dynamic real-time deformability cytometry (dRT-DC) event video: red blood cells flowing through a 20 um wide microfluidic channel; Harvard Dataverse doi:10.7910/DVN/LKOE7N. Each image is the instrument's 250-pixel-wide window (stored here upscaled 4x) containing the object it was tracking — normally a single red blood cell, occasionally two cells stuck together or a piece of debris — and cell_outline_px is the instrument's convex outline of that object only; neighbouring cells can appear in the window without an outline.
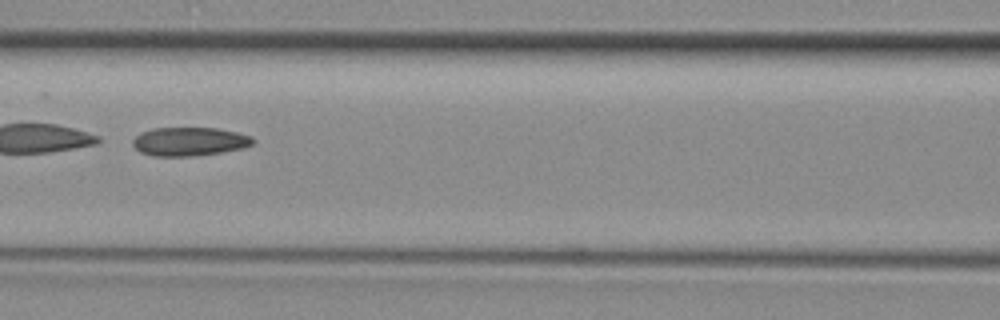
{"species": "common noctule bat (a hibernating species)", "species_latin": "Nyctalus noctula", "temperature_condition": "room temperature", "stored_images_in_passage": 23, "camera_frame_rate_fps": 3000, "um_per_image_px": 0.085, "animal": {"sex": "female", "body_mass_g": 29.2, "forearm_length_mm": 56.3}, "frame": {"image": 1, "passage_image": 7, "time_ms": 2.0, "image_size_px": [1000, 320], "cell_outline_px": [[256, 140], [252, 144], [244, 148], [220, 152], [192, 156], [152, 156], [140, 152], [132, 144], [132, 140], [140, 132], [152, 128], [216, 128], [236, 132], [252, 136]], "centroid_in_image_um": [16.09, 12.03], "position_along_channel_um": 150.5, "area_um2": 20.11}}
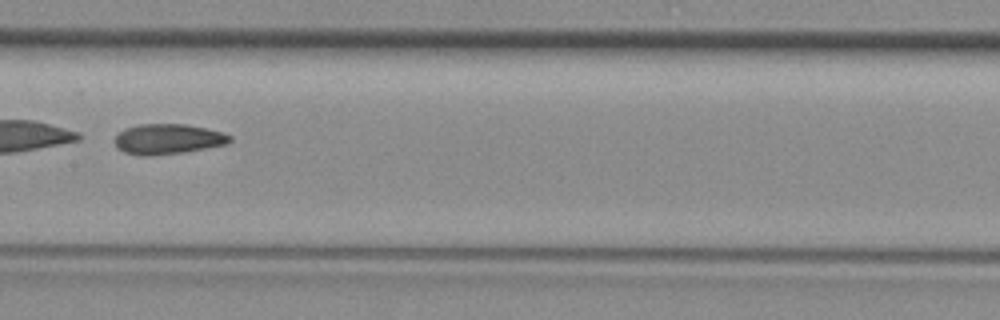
{"frame": {"image": 2, "passage_image": 10, "time_ms": 3.0, "image_size_px": [1000, 320], "cell_outline_px": [[232, 140], [228, 144], [184, 152], [152, 156], [140, 156], [124, 152], [116, 148], [112, 140], [124, 128], [140, 124], [188, 124], [224, 132], [232, 136]], "centroid_in_image_um": [14.26, 11.82], "position_along_channel_um": 193.1, "area_um2": 20.69}}
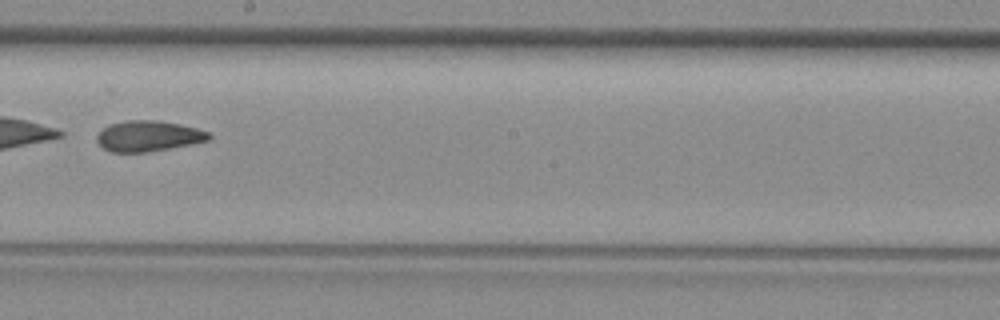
{"frame": {"image": 3, "passage_image": 13, "time_ms": 4.0, "image_size_px": [1000, 320], "cell_outline_px": [[212, 136], [208, 140], [192, 144], [148, 152], [112, 152], [104, 148], [96, 140], [96, 136], [104, 128], [112, 124], [128, 120], [156, 120], [180, 124], [196, 128], [208, 132]], "centroid_in_image_um": [12.63, 11.57], "position_along_channel_um": 235.6, "area_um2": 19.83}}